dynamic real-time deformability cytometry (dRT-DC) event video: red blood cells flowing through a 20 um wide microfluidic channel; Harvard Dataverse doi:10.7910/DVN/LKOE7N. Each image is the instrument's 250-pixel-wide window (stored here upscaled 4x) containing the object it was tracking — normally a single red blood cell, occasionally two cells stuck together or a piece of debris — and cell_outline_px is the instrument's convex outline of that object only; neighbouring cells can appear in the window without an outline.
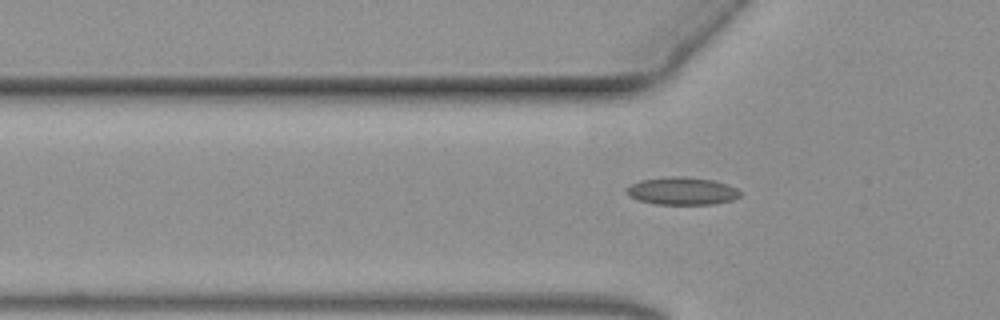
{"species": "common noctule bat (a hibernating species)", "species_latin": "Nyctalus noctula", "temperature_condition": "warm", "stored_images_in_passage": 42, "camera_frame_rate_fps": 3000, "um_per_image_px": 0.085, "animal": {"sex": "female", "body_mass_g": 19.3, "forearm_length_mm": 54.1}, "frame": {"image": 1, "passage_image": 6, "time_ms": 1.667, "image_size_px": [1000, 320], "cell_outline_px": [[740, 196], [732, 200], [716, 204], [656, 204], [640, 200], [632, 196], [628, 192], [628, 188], [632, 184], [640, 180], [672, 176], [676, 176], [712, 180], [736, 188], [740, 192]], "centroid_in_image_um": [58.01, 16.24], "position_along_channel_um": 67.8, "area_um2": 17.8}}
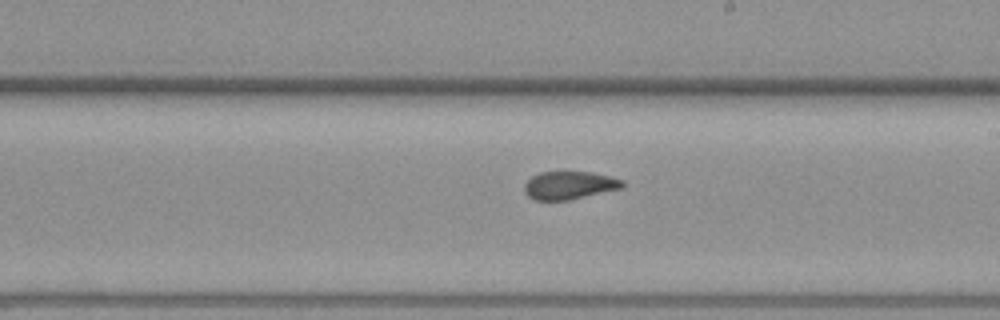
{"frame": {"image": 2, "passage_image": 21, "time_ms": 6.667, "image_size_px": [1000, 320], "cell_outline_px": [[624, 184], [620, 188], [568, 200], [536, 200], [528, 196], [524, 192], [524, 184], [532, 176], [540, 172], [592, 172], [624, 180]], "centroid_in_image_um": [48.35, 15.74], "position_along_channel_um": 240.6, "area_um2": 15.78}}
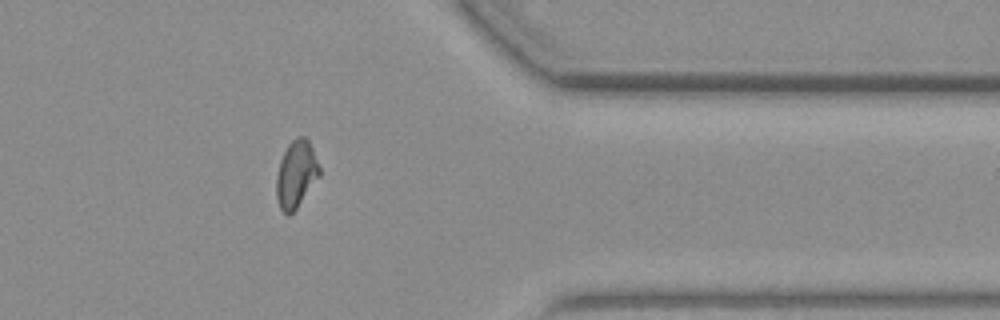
{"frame": {"image": 3, "passage_image": 35, "time_ms": 11.333, "image_size_px": [1000, 320], "cell_outline_px": [[320, 176], [296, 208], [288, 216], [280, 208], [276, 196], [276, 176], [280, 160], [288, 144], [296, 136], [304, 136], [308, 140], [312, 148], [320, 168]], "centroid_in_image_um": [25.16, 14.79], "position_along_channel_um": 386.2, "area_um2": 16.76}}